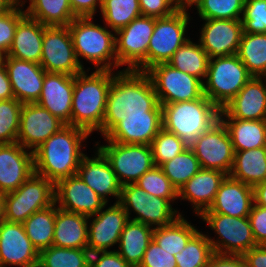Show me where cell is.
<instances>
[{"label":"cell","instance_id":"6da1fadb","mask_svg":"<svg viewBox=\"0 0 266 267\" xmlns=\"http://www.w3.org/2000/svg\"><path fill=\"white\" fill-rule=\"evenodd\" d=\"M125 116H162L161 104L146 72L124 69L113 76L99 132L105 137Z\"/></svg>","mask_w":266,"mask_h":267},{"label":"cell","instance_id":"7a4b0ae2","mask_svg":"<svg viewBox=\"0 0 266 267\" xmlns=\"http://www.w3.org/2000/svg\"><path fill=\"white\" fill-rule=\"evenodd\" d=\"M89 135L85 129L66 124L33 152L34 172L54 185L76 175L85 156L81 151L82 141Z\"/></svg>","mask_w":266,"mask_h":267},{"label":"cell","instance_id":"3957f363","mask_svg":"<svg viewBox=\"0 0 266 267\" xmlns=\"http://www.w3.org/2000/svg\"><path fill=\"white\" fill-rule=\"evenodd\" d=\"M110 70L86 71L74 76L71 125L90 134L102 128L109 89L113 76Z\"/></svg>","mask_w":266,"mask_h":267},{"label":"cell","instance_id":"277c9868","mask_svg":"<svg viewBox=\"0 0 266 267\" xmlns=\"http://www.w3.org/2000/svg\"><path fill=\"white\" fill-rule=\"evenodd\" d=\"M163 128L190 148L197 137L219 120L220 109L205 95L197 100L161 105Z\"/></svg>","mask_w":266,"mask_h":267},{"label":"cell","instance_id":"5b68a950","mask_svg":"<svg viewBox=\"0 0 266 267\" xmlns=\"http://www.w3.org/2000/svg\"><path fill=\"white\" fill-rule=\"evenodd\" d=\"M92 19L93 17H77L68 25L76 57L83 68L80 56L91 61L96 70L113 71L114 67L118 68L115 33L94 24Z\"/></svg>","mask_w":266,"mask_h":267},{"label":"cell","instance_id":"8992f818","mask_svg":"<svg viewBox=\"0 0 266 267\" xmlns=\"http://www.w3.org/2000/svg\"><path fill=\"white\" fill-rule=\"evenodd\" d=\"M238 55L209 59L204 95L222 110L251 79Z\"/></svg>","mask_w":266,"mask_h":267},{"label":"cell","instance_id":"52a82bcc","mask_svg":"<svg viewBox=\"0 0 266 267\" xmlns=\"http://www.w3.org/2000/svg\"><path fill=\"white\" fill-rule=\"evenodd\" d=\"M55 202L54 184L33 173L17 190L5 194V218L23 223L33 213Z\"/></svg>","mask_w":266,"mask_h":267},{"label":"cell","instance_id":"ba28073f","mask_svg":"<svg viewBox=\"0 0 266 267\" xmlns=\"http://www.w3.org/2000/svg\"><path fill=\"white\" fill-rule=\"evenodd\" d=\"M154 28L155 18L141 15L115 32L118 67L127 64L126 70L147 71L148 44Z\"/></svg>","mask_w":266,"mask_h":267},{"label":"cell","instance_id":"9c48e42d","mask_svg":"<svg viewBox=\"0 0 266 267\" xmlns=\"http://www.w3.org/2000/svg\"><path fill=\"white\" fill-rule=\"evenodd\" d=\"M200 218L208 224L211 230H214L219 235L217 241L207 235L214 253L243 255L254 246H257L248 217L202 213Z\"/></svg>","mask_w":266,"mask_h":267},{"label":"cell","instance_id":"30bf717a","mask_svg":"<svg viewBox=\"0 0 266 267\" xmlns=\"http://www.w3.org/2000/svg\"><path fill=\"white\" fill-rule=\"evenodd\" d=\"M118 203L127 212L129 220L141 222L153 228L169 225L182 215L172 208L169 200L151 196L135 183L121 186ZM130 208L138 215L137 217L130 218Z\"/></svg>","mask_w":266,"mask_h":267},{"label":"cell","instance_id":"8fae6325","mask_svg":"<svg viewBox=\"0 0 266 267\" xmlns=\"http://www.w3.org/2000/svg\"><path fill=\"white\" fill-rule=\"evenodd\" d=\"M187 9H178L172 15L155 18V28L148 44L147 70L153 65L167 63L189 38L185 37L190 19Z\"/></svg>","mask_w":266,"mask_h":267},{"label":"cell","instance_id":"7c38bea8","mask_svg":"<svg viewBox=\"0 0 266 267\" xmlns=\"http://www.w3.org/2000/svg\"><path fill=\"white\" fill-rule=\"evenodd\" d=\"M146 73L153 82L161 105L197 100L204 95L200 79L175 69L168 63L153 65Z\"/></svg>","mask_w":266,"mask_h":267},{"label":"cell","instance_id":"4fadbf2b","mask_svg":"<svg viewBox=\"0 0 266 267\" xmlns=\"http://www.w3.org/2000/svg\"><path fill=\"white\" fill-rule=\"evenodd\" d=\"M107 142L108 145L97 149L108 160L121 185L135 183L155 166L150 145Z\"/></svg>","mask_w":266,"mask_h":267},{"label":"cell","instance_id":"5bb4252c","mask_svg":"<svg viewBox=\"0 0 266 267\" xmlns=\"http://www.w3.org/2000/svg\"><path fill=\"white\" fill-rule=\"evenodd\" d=\"M40 65L46 72L75 76L84 71L73 46L68 26H45Z\"/></svg>","mask_w":266,"mask_h":267},{"label":"cell","instance_id":"9a60e30c","mask_svg":"<svg viewBox=\"0 0 266 267\" xmlns=\"http://www.w3.org/2000/svg\"><path fill=\"white\" fill-rule=\"evenodd\" d=\"M190 148L201 168L218 170L229 175L235 151L228 130L220 119L200 134Z\"/></svg>","mask_w":266,"mask_h":267},{"label":"cell","instance_id":"2e32d148","mask_svg":"<svg viewBox=\"0 0 266 267\" xmlns=\"http://www.w3.org/2000/svg\"><path fill=\"white\" fill-rule=\"evenodd\" d=\"M66 124L37 103H24L21 108L17 142L34 152Z\"/></svg>","mask_w":266,"mask_h":267},{"label":"cell","instance_id":"e0dca14e","mask_svg":"<svg viewBox=\"0 0 266 267\" xmlns=\"http://www.w3.org/2000/svg\"><path fill=\"white\" fill-rule=\"evenodd\" d=\"M205 21L201 28L198 42L210 59L226 57L238 53L243 33L241 19H202Z\"/></svg>","mask_w":266,"mask_h":267},{"label":"cell","instance_id":"ac0fdd59","mask_svg":"<svg viewBox=\"0 0 266 267\" xmlns=\"http://www.w3.org/2000/svg\"><path fill=\"white\" fill-rule=\"evenodd\" d=\"M57 207L77 214L92 216L107 203L76 174L58 181L54 185Z\"/></svg>","mask_w":266,"mask_h":267},{"label":"cell","instance_id":"d6986e66","mask_svg":"<svg viewBox=\"0 0 266 267\" xmlns=\"http://www.w3.org/2000/svg\"><path fill=\"white\" fill-rule=\"evenodd\" d=\"M39 252L22 223L4 220L0 224V267H38Z\"/></svg>","mask_w":266,"mask_h":267},{"label":"cell","instance_id":"ffe728a7","mask_svg":"<svg viewBox=\"0 0 266 267\" xmlns=\"http://www.w3.org/2000/svg\"><path fill=\"white\" fill-rule=\"evenodd\" d=\"M105 206L95 215L88 227L87 249L90 253L108 251L110 247L119 244L120 235L129 221L127 212L119 203H114L102 211Z\"/></svg>","mask_w":266,"mask_h":267},{"label":"cell","instance_id":"44dd1931","mask_svg":"<svg viewBox=\"0 0 266 267\" xmlns=\"http://www.w3.org/2000/svg\"><path fill=\"white\" fill-rule=\"evenodd\" d=\"M34 172L33 152L18 142L0 144V192L17 190Z\"/></svg>","mask_w":266,"mask_h":267},{"label":"cell","instance_id":"7402d4cb","mask_svg":"<svg viewBox=\"0 0 266 267\" xmlns=\"http://www.w3.org/2000/svg\"><path fill=\"white\" fill-rule=\"evenodd\" d=\"M12 92L21 103H36L40 98L45 70L40 64L4 56Z\"/></svg>","mask_w":266,"mask_h":267},{"label":"cell","instance_id":"603a6c76","mask_svg":"<svg viewBox=\"0 0 266 267\" xmlns=\"http://www.w3.org/2000/svg\"><path fill=\"white\" fill-rule=\"evenodd\" d=\"M74 76L45 72L42 92L36 102L65 124L71 125Z\"/></svg>","mask_w":266,"mask_h":267},{"label":"cell","instance_id":"cb8c5ba5","mask_svg":"<svg viewBox=\"0 0 266 267\" xmlns=\"http://www.w3.org/2000/svg\"><path fill=\"white\" fill-rule=\"evenodd\" d=\"M253 204V187L227 175L221 183L213 203L203 213L248 217Z\"/></svg>","mask_w":266,"mask_h":267},{"label":"cell","instance_id":"d4e9b609","mask_svg":"<svg viewBox=\"0 0 266 267\" xmlns=\"http://www.w3.org/2000/svg\"><path fill=\"white\" fill-rule=\"evenodd\" d=\"M97 156V157H96ZM96 156H84L78 168V175L106 203L108 196H115L116 203L121 195V184L105 156L97 149Z\"/></svg>","mask_w":266,"mask_h":267},{"label":"cell","instance_id":"484cf974","mask_svg":"<svg viewBox=\"0 0 266 267\" xmlns=\"http://www.w3.org/2000/svg\"><path fill=\"white\" fill-rule=\"evenodd\" d=\"M262 78L252 76L222 110L233 119L266 120V85Z\"/></svg>","mask_w":266,"mask_h":267},{"label":"cell","instance_id":"4316f807","mask_svg":"<svg viewBox=\"0 0 266 267\" xmlns=\"http://www.w3.org/2000/svg\"><path fill=\"white\" fill-rule=\"evenodd\" d=\"M226 176L218 170L201 168L179 189L178 198L191 202L195 213L200 216L213 203Z\"/></svg>","mask_w":266,"mask_h":267},{"label":"cell","instance_id":"83f0119b","mask_svg":"<svg viewBox=\"0 0 266 267\" xmlns=\"http://www.w3.org/2000/svg\"><path fill=\"white\" fill-rule=\"evenodd\" d=\"M163 128L162 116H125L106 136V141L150 145Z\"/></svg>","mask_w":266,"mask_h":267},{"label":"cell","instance_id":"f1b7e54d","mask_svg":"<svg viewBox=\"0 0 266 267\" xmlns=\"http://www.w3.org/2000/svg\"><path fill=\"white\" fill-rule=\"evenodd\" d=\"M44 27L25 14L17 24L13 43L5 56L40 64Z\"/></svg>","mask_w":266,"mask_h":267},{"label":"cell","instance_id":"f546056e","mask_svg":"<svg viewBox=\"0 0 266 267\" xmlns=\"http://www.w3.org/2000/svg\"><path fill=\"white\" fill-rule=\"evenodd\" d=\"M89 219L88 216L65 211L56 204L53 245L62 248H87Z\"/></svg>","mask_w":266,"mask_h":267},{"label":"cell","instance_id":"4dcf8cb0","mask_svg":"<svg viewBox=\"0 0 266 267\" xmlns=\"http://www.w3.org/2000/svg\"><path fill=\"white\" fill-rule=\"evenodd\" d=\"M219 119L228 130L234 151L266 146V120L233 119L223 110H220Z\"/></svg>","mask_w":266,"mask_h":267},{"label":"cell","instance_id":"1f68e13d","mask_svg":"<svg viewBox=\"0 0 266 267\" xmlns=\"http://www.w3.org/2000/svg\"><path fill=\"white\" fill-rule=\"evenodd\" d=\"M151 226L129 220L120 235L118 254L132 267H138L152 240Z\"/></svg>","mask_w":266,"mask_h":267},{"label":"cell","instance_id":"d6a6232c","mask_svg":"<svg viewBox=\"0 0 266 267\" xmlns=\"http://www.w3.org/2000/svg\"><path fill=\"white\" fill-rule=\"evenodd\" d=\"M229 176L252 187L266 181V146L235 151Z\"/></svg>","mask_w":266,"mask_h":267},{"label":"cell","instance_id":"836d02e7","mask_svg":"<svg viewBox=\"0 0 266 267\" xmlns=\"http://www.w3.org/2000/svg\"><path fill=\"white\" fill-rule=\"evenodd\" d=\"M25 14L44 26H68L77 18L69 0H29Z\"/></svg>","mask_w":266,"mask_h":267},{"label":"cell","instance_id":"e575fe53","mask_svg":"<svg viewBox=\"0 0 266 267\" xmlns=\"http://www.w3.org/2000/svg\"><path fill=\"white\" fill-rule=\"evenodd\" d=\"M194 225H191L180 215L171 224L163 227H155L152 239L158 246L172 255L180 253L189 240L198 232Z\"/></svg>","mask_w":266,"mask_h":267},{"label":"cell","instance_id":"d590c367","mask_svg":"<svg viewBox=\"0 0 266 267\" xmlns=\"http://www.w3.org/2000/svg\"><path fill=\"white\" fill-rule=\"evenodd\" d=\"M55 219L56 204L54 202L51 206L33 213L22 223L25 233L38 252L53 245Z\"/></svg>","mask_w":266,"mask_h":267},{"label":"cell","instance_id":"8d00e7d4","mask_svg":"<svg viewBox=\"0 0 266 267\" xmlns=\"http://www.w3.org/2000/svg\"><path fill=\"white\" fill-rule=\"evenodd\" d=\"M254 77H266V33H242L237 53Z\"/></svg>","mask_w":266,"mask_h":267},{"label":"cell","instance_id":"74e56055","mask_svg":"<svg viewBox=\"0 0 266 267\" xmlns=\"http://www.w3.org/2000/svg\"><path fill=\"white\" fill-rule=\"evenodd\" d=\"M209 56L200 44L190 39L173 54L167 62L175 69L188 73L204 82L206 78ZM203 79V80H202Z\"/></svg>","mask_w":266,"mask_h":267},{"label":"cell","instance_id":"f35d334b","mask_svg":"<svg viewBox=\"0 0 266 267\" xmlns=\"http://www.w3.org/2000/svg\"><path fill=\"white\" fill-rule=\"evenodd\" d=\"M90 251L54 245L39 252L38 267H89Z\"/></svg>","mask_w":266,"mask_h":267},{"label":"cell","instance_id":"ab89813d","mask_svg":"<svg viewBox=\"0 0 266 267\" xmlns=\"http://www.w3.org/2000/svg\"><path fill=\"white\" fill-rule=\"evenodd\" d=\"M100 10L114 33L142 15L139 0H102Z\"/></svg>","mask_w":266,"mask_h":267},{"label":"cell","instance_id":"60d3db41","mask_svg":"<svg viewBox=\"0 0 266 267\" xmlns=\"http://www.w3.org/2000/svg\"><path fill=\"white\" fill-rule=\"evenodd\" d=\"M159 167L177 191L201 169L199 160L191 148H186L182 153Z\"/></svg>","mask_w":266,"mask_h":267},{"label":"cell","instance_id":"b9f144b4","mask_svg":"<svg viewBox=\"0 0 266 267\" xmlns=\"http://www.w3.org/2000/svg\"><path fill=\"white\" fill-rule=\"evenodd\" d=\"M213 254L214 250L208 237L198 231L186 247L174 256L177 267H207Z\"/></svg>","mask_w":266,"mask_h":267},{"label":"cell","instance_id":"7bdbcfd3","mask_svg":"<svg viewBox=\"0 0 266 267\" xmlns=\"http://www.w3.org/2000/svg\"><path fill=\"white\" fill-rule=\"evenodd\" d=\"M195 4L201 19H241L245 0H198Z\"/></svg>","mask_w":266,"mask_h":267},{"label":"cell","instance_id":"ee69618b","mask_svg":"<svg viewBox=\"0 0 266 267\" xmlns=\"http://www.w3.org/2000/svg\"><path fill=\"white\" fill-rule=\"evenodd\" d=\"M135 184L151 196L165 198L170 202L178 199L177 189L159 166H154L144 173Z\"/></svg>","mask_w":266,"mask_h":267},{"label":"cell","instance_id":"f6af8a7d","mask_svg":"<svg viewBox=\"0 0 266 267\" xmlns=\"http://www.w3.org/2000/svg\"><path fill=\"white\" fill-rule=\"evenodd\" d=\"M22 106L15 98L0 101V144L17 142Z\"/></svg>","mask_w":266,"mask_h":267},{"label":"cell","instance_id":"bcb514c9","mask_svg":"<svg viewBox=\"0 0 266 267\" xmlns=\"http://www.w3.org/2000/svg\"><path fill=\"white\" fill-rule=\"evenodd\" d=\"M155 166L173 159L188 148L182 139L162 128L150 144Z\"/></svg>","mask_w":266,"mask_h":267},{"label":"cell","instance_id":"7dc6e473","mask_svg":"<svg viewBox=\"0 0 266 267\" xmlns=\"http://www.w3.org/2000/svg\"><path fill=\"white\" fill-rule=\"evenodd\" d=\"M25 2L19 0L12 8L4 13H0V52L3 55L8 54L13 43L17 24L25 15V11L21 9Z\"/></svg>","mask_w":266,"mask_h":267},{"label":"cell","instance_id":"c3c4849f","mask_svg":"<svg viewBox=\"0 0 266 267\" xmlns=\"http://www.w3.org/2000/svg\"><path fill=\"white\" fill-rule=\"evenodd\" d=\"M243 32L266 33V0H245Z\"/></svg>","mask_w":266,"mask_h":267},{"label":"cell","instance_id":"681fc988","mask_svg":"<svg viewBox=\"0 0 266 267\" xmlns=\"http://www.w3.org/2000/svg\"><path fill=\"white\" fill-rule=\"evenodd\" d=\"M138 267H177L175 256L162 249L152 239Z\"/></svg>","mask_w":266,"mask_h":267},{"label":"cell","instance_id":"f907efd6","mask_svg":"<svg viewBox=\"0 0 266 267\" xmlns=\"http://www.w3.org/2000/svg\"><path fill=\"white\" fill-rule=\"evenodd\" d=\"M142 16L162 18L172 15L178 8L170 0H139Z\"/></svg>","mask_w":266,"mask_h":267},{"label":"cell","instance_id":"816d5d0a","mask_svg":"<svg viewBox=\"0 0 266 267\" xmlns=\"http://www.w3.org/2000/svg\"><path fill=\"white\" fill-rule=\"evenodd\" d=\"M248 218L257 245H266V208L254 203Z\"/></svg>","mask_w":266,"mask_h":267},{"label":"cell","instance_id":"f5cc1de1","mask_svg":"<svg viewBox=\"0 0 266 267\" xmlns=\"http://www.w3.org/2000/svg\"><path fill=\"white\" fill-rule=\"evenodd\" d=\"M89 267H132L116 250L91 253Z\"/></svg>","mask_w":266,"mask_h":267},{"label":"cell","instance_id":"db71d44e","mask_svg":"<svg viewBox=\"0 0 266 267\" xmlns=\"http://www.w3.org/2000/svg\"><path fill=\"white\" fill-rule=\"evenodd\" d=\"M207 267H246V264L242 255L214 253Z\"/></svg>","mask_w":266,"mask_h":267},{"label":"cell","instance_id":"11a10c76","mask_svg":"<svg viewBox=\"0 0 266 267\" xmlns=\"http://www.w3.org/2000/svg\"><path fill=\"white\" fill-rule=\"evenodd\" d=\"M102 0H69L70 7L76 17H94L96 8H101ZM99 3V4H98Z\"/></svg>","mask_w":266,"mask_h":267},{"label":"cell","instance_id":"9f6ffc18","mask_svg":"<svg viewBox=\"0 0 266 267\" xmlns=\"http://www.w3.org/2000/svg\"><path fill=\"white\" fill-rule=\"evenodd\" d=\"M246 267H266V245H257L243 255Z\"/></svg>","mask_w":266,"mask_h":267},{"label":"cell","instance_id":"6f0895ef","mask_svg":"<svg viewBox=\"0 0 266 267\" xmlns=\"http://www.w3.org/2000/svg\"><path fill=\"white\" fill-rule=\"evenodd\" d=\"M13 98L15 97L12 92V87L7 73V69L3 63L0 65V101Z\"/></svg>","mask_w":266,"mask_h":267},{"label":"cell","instance_id":"680465c9","mask_svg":"<svg viewBox=\"0 0 266 267\" xmlns=\"http://www.w3.org/2000/svg\"><path fill=\"white\" fill-rule=\"evenodd\" d=\"M254 190V203L266 208V181L256 184Z\"/></svg>","mask_w":266,"mask_h":267},{"label":"cell","instance_id":"91938a15","mask_svg":"<svg viewBox=\"0 0 266 267\" xmlns=\"http://www.w3.org/2000/svg\"><path fill=\"white\" fill-rule=\"evenodd\" d=\"M19 0H0V13L12 8Z\"/></svg>","mask_w":266,"mask_h":267},{"label":"cell","instance_id":"94428289","mask_svg":"<svg viewBox=\"0 0 266 267\" xmlns=\"http://www.w3.org/2000/svg\"><path fill=\"white\" fill-rule=\"evenodd\" d=\"M197 2V0H175V6L178 9H187Z\"/></svg>","mask_w":266,"mask_h":267},{"label":"cell","instance_id":"6125c7cd","mask_svg":"<svg viewBox=\"0 0 266 267\" xmlns=\"http://www.w3.org/2000/svg\"><path fill=\"white\" fill-rule=\"evenodd\" d=\"M5 218V194L0 192V224Z\"/></svg>","mask_w":266,"mask_h":267},{"label":"cell","instance_id":"be15d7a7","mask_svg":"<svg viewBox=\"0 0 266 267\" xmlns=\"http://www.w3.org/2000/svg\"><path fill=\"white\" fill-rule=\"evenodd\" d=\"M4 56L5 55L0 52V65L3 64Z\"/></svg>","mask_w":266,"mask_h":267}]
</instances>
